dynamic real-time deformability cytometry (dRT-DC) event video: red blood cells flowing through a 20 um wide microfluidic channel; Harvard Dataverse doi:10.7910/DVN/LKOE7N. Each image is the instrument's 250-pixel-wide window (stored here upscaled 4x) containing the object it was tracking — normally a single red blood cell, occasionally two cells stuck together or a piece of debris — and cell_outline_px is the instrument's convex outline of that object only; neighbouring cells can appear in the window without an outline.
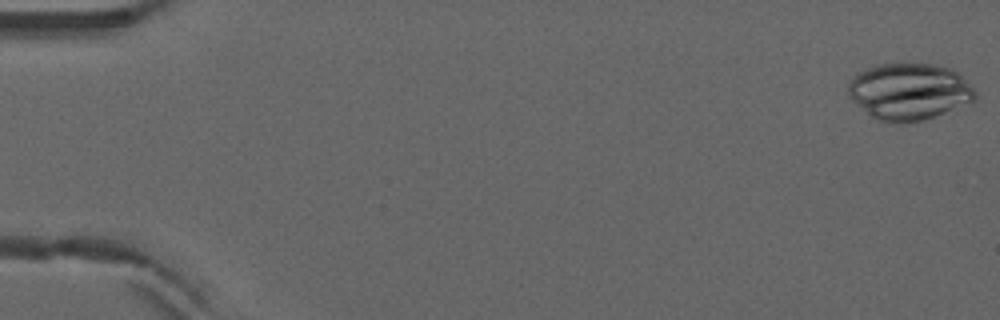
{"species": "common noctule bat (a hibernating species)", "species_latin": "Nyctalus noctula", "temperature_condition": "warm", "stored_images_in_passage": 6, "camera_frame_rate_fps": 3000, "um_per_image_px": 0.085, "animal": {"sex": "male", "forearm_length_mm": 52.5}, "frame": {"image": 1, "passage_image": 1, "time_ms": 0.0, "image_size_px": [1000, 320], "cell_outline_px": [[976, 100], [972, 104], [920, 120], [904, 124], [880, 120], [872, 116], [852, 100], [848, 96], [848, 80], [856, 72], [876, 64], [932, 64], [952, 68], [976, 92]], "centroid_in_image_um": [77.27, 7.77], "position_along_channel_um": 7.7, "area_um2": 42.02}}